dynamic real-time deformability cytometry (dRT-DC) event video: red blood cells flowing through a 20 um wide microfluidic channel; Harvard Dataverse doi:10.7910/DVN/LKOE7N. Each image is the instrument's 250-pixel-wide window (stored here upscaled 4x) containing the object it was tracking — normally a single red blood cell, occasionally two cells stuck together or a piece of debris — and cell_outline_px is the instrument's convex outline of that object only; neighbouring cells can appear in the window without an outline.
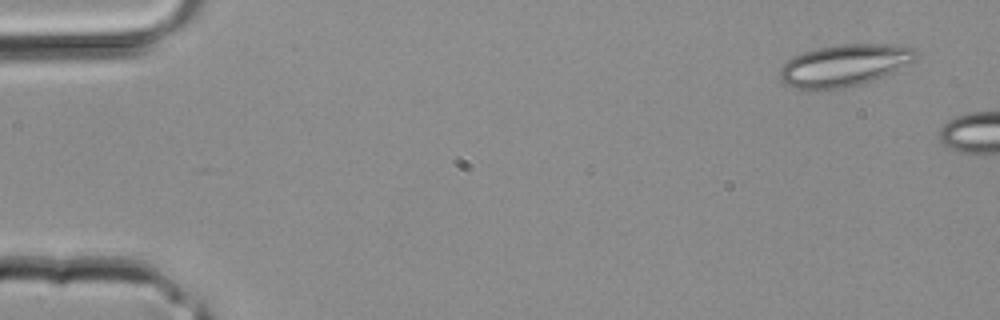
{"species": "common noctule bat (a hibernating species)", "species_latin": "Nyctalus noctula", "temperature_condition": "room temperature", "stored_images_in_passage": 5, "camera_frame_rate_fps": 3000, "um_per_image_px": 0.085, "animal": {"sex": "male", "body_mass_g": 20.4}, "frame": {"image": 1, "passage_image": 1, "time_ms": 0.0, "image_size_px": [1000, 320], "cell_outline_px": [[920, 56], [916, 60], [900, 72], [860, 84], [840, 88], [792, 88], [784, 84], [780, 80], [780, 68], [792, 56], [816, 48], [840, 44], [884, 44], [916, 48], [920, 52]], "centroid_in_image_um": [71.87, 5.54], "position_along_channel_um": 13.1, "area_um2": 33.7}}